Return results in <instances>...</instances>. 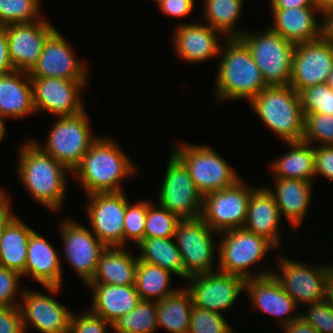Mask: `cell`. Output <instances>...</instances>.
<instances>
[{
	"instance_id": "cell-56",
	"label": "cell",
	"mask_w": 333,
	"mask_h": 333,
	"mask_svg": "<svg viewBox=\"0 0 333 333\" xmlns=\"http://www.w3.org/2000/svg\"><path fill=\"white\" fill-rule=\"evenodd\" d=\"M7 128L6 121L0 118V142L3 141V138L6 136Z\"/></svg>"
},
{
	"instance_id": "cell-47",
	"label": "cell",
	"mask_w": 333,
	"mask_h": 333,
	"mask_svg": "<svg viewBox=\"0 0 333 333\" xmlns=\"http://www.w3.org/2000/svg\"><path fill=\"white\" fill-rule=\"evenodd\" d=\"M0 333H25L20 306L0 307Z\"/></svg>"
},
{
	"instance_id": "cell-4",
	"label": "cell",
	"mask_w": 333,
	"mask_h": 333,
	"mask_svg": "<svg viewBox=\"0 0 333 333\" xmlns=\"http://www.w3.org/2000/svg\"><path fill=\"white\" fill-rule=\"evenodd\" d=\"M249 103L263 123L285 143L302 141L305 116L298 92L290 85L267 86Z\"/></svg>"
},
{
	"instance_id": "cell-27",
	"label": "cell",
	"mask_w": 333,
	"mask_h": 333,
	"mask_svg": "<svg viewBox=\"0 0 333 333\" xmlns=\"http://www.w3.org/2000/svg\"><path fill=\"white\" fill-rule=\"evenodd\" d=\"M92 288L93 314L112 324L116 319L134 309L141 301L135 285L87 284Z\"/></svg>"
},
{
	"instance_id": "cell-33",
	"label": "cell",
	"mask_w": 333,
	"mask_h": 333,
	"mask_svg": "<svg viewBox=\"0 0 333 333\" xmlns=\"http://www.w3.org/2000/svg\"><path fill=\"white\" fill-rule=\"evenodd\" d=\"M140 261L170 271L185 280V269L175 238H144L138 245Z\"/></svg>"
},
{
	"instance_id": "cell-51",
	"label": "cell",
	"mask_w": 333,
	"mask_h": 333,
	"mask_svg": "<svg viewBox=\"0 0 333 333\" xmlns=\"http://www.w3.org/2000/svg\"><path fill=\"white\" fill-rule=\"evenodd\" d=\"M321 21V38L333 46V9L324 11L320 14Z\"/></svg>"
},
{
	"instance_id": "cell-24",
	"label": "cell",
	"mask_w": 333,
	"mask_h": 333,
	"mask_svg": "<svg viewBox=\"0 0 333 333\" xmlns=\"http://www.w3.org/2000/svg\"><path fill=\"white\" fill-rule=\"evenodd\" d=\"M281 214L269 188H254L251 192L244 229L270 241L277 249L281 246L279 224Z\"/></svg>"
},
{
	"instance_id": "cell-13",
	"label": "cell",
	"mask_w": 333,
	"mask_h": 333,
	"mask_svg": "<svg viewBox=\"0 0 333 333\" xmlns=\"http://www.w3.org/2000/svg\"><path fill=\"white\" fill-rule=\"evenodd\" d=\"M86 212L92 232L106 247H124V191L87 195Z\"/></svg>"
},
{
	"instance_id": "cell-54",
	"label": "cell",
	"mask_w": 333,
	"mask_h": 333,
	"mask_svg": "<svg viewBox=\"0 0 333 333\" xmlns=\"http://www.w3.org/2000/svg\"><path fill=\"white\" fill-rule=\"evenodd\" d=\"M325 300L333 306V266L327 268L325 281Z\"/></svg>"
},
{
	"instance_id": "cell-17",
	"label": "cell",
	"mask_w": 333,
	"mask_h": 333,
	"mask_svg": "<svg viewBox=\"0 0 333 333\" xmlns=\"http://www.w3.org/2000/svg\"><path fill=\"white\" fill-rule=\"evenodd\" d=\"M333 67V46L319 38L298 43L292 60L290 86L297 92L326 83Z\"/></svg>"
},
{
	"instance_id": "cell-25",
	"label": "cell",
	"mask_w": 333,
	"mask_h": 333,
	"mask_svg": "<svg viewBox=\"0 0 333 333\" xmlns=\"http://www.w3.org/2000/svg\"><path fill=\"white\" fill-rule=\"evenodd\" d=\"M271 10L273 24L269 28L286 40L298 44L321 38V22L316 19L321 12L317 7Z\"/></svg>"
},
{
	"instance_id": "cell-39",
	"label": "cell",
	"mask_w": 333,
	"mask_h": 333,
	"mask_svg": "<svg viewBox=\"0 0 333 333\" xmlns=\"http://www.w3.org/2000/svg\"><path fill=\"white\" fill-rule=\"evenodd\" d=\"M298 95L304 116L313 113L333 115V89L326 83L302 89Z\"/></svg>"
},
{
	"instance_id": "cell-8",
	"label": "cell",
	"mask_w": 333,
	"mask_h": 333,
	"mask_svg": "<svg viewBox=\"0 0 333 333\" xmlns=\"http://www.w3.org/2000/svg\"><path fill=\"white\" fill-rule=\"evenodd\" d=\"M89 122L86 110L73 116L57 117L44 144L33 141L72 172L99 138L92 135Z\"/></svg>"
},
{
	"instance_id": "cell-48",
	"label": "cell",
	"mask_w": 333,
	"mask_h": 333,
	"mask_svg": "<svg viewBox=\"0 0 333 333\" xmlns=\"http://www.w3.org/2000/svg\"><path fill=\"white\" fill-rule=\"evenodd\" d=\"M194 5V0H165L158 7L168 17L181 18L191 14Z\"/></svg>"
},
{
	"instance_id": "cell-1",
	"label": "cell",
	"mask_w": 333,
	"mask_h": 333,
	"mask_svg": "<svg viewBox=\"0 0 333 333\" xmlns=\"http://www.w3.org/2000/svg\"><path fill=\"white\" fill-rule=\"evenodd\" d=\"M19 147L17 175L25 191L49 211L60 210L66 198V177L72 172L33 140Z\"/></svg>"
},
{
	"instance_id": "cell-38",
	"label": "cell",
	"mask_w": 333,
	"mask_h": 333,
	"mask_svg": "<svg viewBox=\"0 0 333 333\" xmlns=\"http://www.w3.org/2000/svg\"><path fill=\"white\" fill-rule=\"evenodd\" d=\"M180 221L177 215L153 203L148 207L144 238H172Z\"/></svg>"
},
{
	"instance_id": "cell-29",
	"label": "cell",
	"mask_w": 333,
	"mask_h": 333,
	"mask_svg": "<svg viewBox=\"0 0 333 333\" xmlns=\"http://www.w3.org/2000/svg\"><path fill=\"white\" fill-rule=\"evenodd\" d=\"M124 247H106L101 253L92 280L88 284L135 285L138 256Z\"/></svg>"
},
{
	"instance_id": "cell-6",
	"label": "cell",
	"mask_w": 333,
	"mask_h": 333,
	"mask_svg": "<svg viewBox=\"0 0 333 333\" xmlns=\"http://www.w3.org/2000/svg\"><path fill=\"white\" fill-rule=\"evenodd\" d=\"M239 38L249 48L267 86L290 85L295 43L270 28L263 32L245 30Z\"/></svg>"
},
{
	"instance_id": "cell-20",
	"label": "cell",
	"mask_w": 333,
	"mask_h": 333,
	"mask_svg": "<svg viewBox=\"0 0 333 333\" xmlns=\"http://www.w3.org/2000/svg\"><path fill=\"white\" fill-rule=\"evenodd\" d=\"M3 27L14 69L29 73L38 62L44 42L55 30V26L41 18L34 22L12 23Z\"/></svg>"
},
{
	"instance_id": "cell-31",
	"label": "cell",
	"mask_w": 333,
	"mask_h": 333,
	"mask_svg": "<svg viewBox=\"0 0 333 333\" xmlns=\"http://www.w3.org/2000/svg\"><path fill=\"white\" fill-rule=\"evenodd\" d=\"M33 228L16 216L6 227L0 243V265L22 274Z\"/></svg>"
},
{
	"instance_id": "cell-5",
	"label": "cell",
	"mask_w": 333,
	"mask_h": 333,
	"mask_svg": "<svg viewBox=\"0 0 333 333\" xmlns=\"http://www.w3.org/2000/svg\"><path fill=\"white\" fill-rule=\"evenodd\" d=\"M218 234H221V236H219L220 240L217 243L219 244L217 248L219 251L217 252L219 257L217 271L238 275L244 279L272 274V271H260L255 275L250 270V268H253L251 266L259 263L260 259H264L269 249H277L266 238L244 228L231 229Z\"/></svg>"
},
{
	"instance_id": "cell-40",
	"label": "cell",
	"mask_w": 333,
	"mask_h": 333,
	"mask_svg": "<svg viewBox=\"0 0 333 333\" xmlns=\"http://www.w3.org/2000/svg\"><path fill=\"white\" fill-rule=\"evenodd\" d=\"M150 201H139L131 204L126 196V211L124 218V247L131 241L138 245L144 239L145 222Z\"/></svg>"
},
{
	"instance_id": "cell-43",
	"label": "cell",
	"mask_w": 333,
	"mask_h": 333,
	"mask_svg": "<svg viewBox=\"0 0 333 333\" xmlns=\"http://www.w3.org/2000/svg\"><path fill=\"white\" fill-rule=\"evenodd\" d=\"M300 315L319 333H333V306L326 300L308 304Z\"/></svg>"
},
{
	"instance_id": "cell-26",
	"label": "cell",
	"mask_w": 333,
	"mask_h": 333,
	"mask_svg": "<svg viewBox=\"0 0 333 333\" xmlns=\"http://www.w3.org/2000/svg\"><path fill=\"white\" fill-rule=\"evenodd\" d=\"M36 113L28 72L14 70L0 75V118L20 119Z\"/></svg>"
},
{
	"instance_id": "cell-53",
	"label": "cell",
	"mask_w": 333,
	"mask_h": 333,
	"mask_svg": "<svg viewBox=\"0 0 333 333\" xmlns=\"http://www.w3.org/2000/svg\"><path fill=\"white\" fill-rule=\"evenodd\" d=\"M271 9L316 7L313 0H269Z\"/></svg>"
},
{
	"instance_id": "cell-44",
	"label": "cell",
	"mask_w": 333,
	"mask_h": 333,
	"mask_svg": "<svg viewBox=\"0 0 333 333\" xmlns=\"http://www.w3.org/2000/svg\"><path fill=\"white\" fill-rule=\"evenodd\" d=\"M21 278L22 275L19 272L0 265V307L20 306L16 298L18 291L23 290L19 287Z\"/></svg>"
},
{
	"instance_id": "cell-14",
	"label": "cell",
	"mask_w": 333,
	"mask_h": 333,
	"mask_svg": "<svg viewBox=\"0 0 333 333\" xmlns=\"http://www.w3.org/2000/svg\"><path fill=\"white\" fill-rule=\"evenodd\" d=\"M59 228L64 260L87 285L93 278L101 253L106 246L80 222L66 219Z\"/></svg>"
},
{
	"instance_id": "cell-50",
	"label": "cell",
	"mask_w": 333,
	"mask_h": 333,
	"mask_svg": "<svg viewBox=\"0 0 333 333\" xmlns=\"http://www.w3.org/2000/svg\"><path fill=\"white\" fill-rule=\"evenodd\" d=\"M284 333H319L301 315L282 327Z\"/></svg>"
},
{
	"instance_id": "cell-30",
	"label": "cell",
	"mask_w": 333,
	"mask_h": 333,
	"mask_svg": "<svg viewBox=\"0 0 333 333\" xmlns=\"http://www.w3.org/2000/svg\"><path fill=\"white\" fill-rule=\"evenodd\" d=\"M287 153L269 163L274 178L299 179L313 183L315 179L314 145L300 142H286Z\"/></svg>"
},
{
	"instance_id": "cell-52",
	"label": "cell",
	"mask_w": 333,
	"mask_h": 333,
	"mask_svg": "<svg viewBox=\"0 0 333 333\" xmlns=\"http://www.w3.org/2000/svg\"><path fill=\"white\" fill-rule=\"evenodd\" d=\"M10 199L7 197L0 204V243L3 233L8 226V224L17 216L11 208Z\"/></svg>"
},
{
	"instance_id": "cell-22",
	"label": "cell",
	"mask_w": 333,
	"mask_h": 333,
	"mask_svg": "<svg viewBox=\"0 0 333 333\" xmlns=\"http://www.w3.org/2000/svg\"><path fill=\"white\" fill-rule=\"evenodd\" d=\"M245 291L250 296L249 299L254 308L276 317L275 319L281 325L280 328L300 316V313H295L299 305L284 291L272 274L246 279Z\"/></svg>"
},
{
	"instance_id": "cell-23",
	"label": "cell",
	"mask_w": 333,
	"mask_h": 333,
	"mask_svg": "<svg viewBox=\"0 0 333 333\" xmlns=\"http://www.w3.org/2000/svg\"><path fill=\"white\" fill-rule=\"evenodd\" d=\"M172 34L175 53L185 62H204L219 57L223 35L209 25L201 23L180 24Z\"/></svg>"
},
{
	"instance_id": "cell-57",
	"label": "cell",
	"mask_w": 333,
	"mask_h": 333,
	"mask_svg": "<svg viewBox=\"0 0 333 333\" xmlns=\"http://www.w3.org/2000/svg\"><path fill=\"white\" fill-rule=\"evenodd\" d=\"M326 84L333 89V67L332 69L330 70V73L328 75V79L326 81Z\"/></svg>"
},
{
	"instance_id": "cell-3",
	"label": "cell",
	"mask_w": 333,
	"mask_h": 333,
	"mask_svg": "<svg viewBox=\"0 0 333 333\" xmlns=\"http://www.w3.org/2000/svg\"><path fill=\"white\" fill-rule=\"evenodd\" d=\"M219 57L215 80L217 101L246 99L250 102L267 87L249 48L240 38H226V44L220 47Z\"/></svg>"
},
{
	"instance_id": "cell-34",
	"label": "cell",
	"mask_w": 333,
	"mask_h": 333,
	"mask_svg": "<svg viewBox=\"0 0 333 333\" xmlns=\"http://www.w3.org/2000/svg\"><path fill=\"white\" fill-rule=\"evenodd\" d=\"M172 273L161 267L138 261L135 288L141 300L161 301L174 294L178 289L171 288Z\"/></svg>"
},
{
	"instance_id": "cell-18",
	"label": "cell",
	"mask_w": 333,
	"mask_h": 333,
	"mask_svg": "<svg viewBox=\"0 0 333 333\" xmlns=\"http://www.w3.org/2000/svg\"><path fill=\"white\" fill-rule=\"evenodd\" d=\"M71 47L58 29H55L44 42L41 56L29 76L87 81L86 62L77 60Z\"/></svg>"
},
{
	"instance_id": "cell-32",
	"label": "cell",
	"mask_w": 333,
	"mask_h": 333,
	"mask_svg": "<svg viewBox=\"0 0 333 333\" xmlns=\"http://www.w3.org/2000/svg\"><path fill=\"white\" fill-rule=\"evenodd\" d=\"M192 307L193 300L186 287L158 301V329L164 328L170 333H188Z\"/></svg>"
},
{
	"instance_id": "cell-35",
	"label": "cell",
	"mask_w": 333,
	"mask_h": 333,
	"mask_svg": "<svg viewBox=\"0 0 333 333\" xmlns=\"http://www.w3.org/2000/svg\"><path fill=\"white\" fill-rule=\"evenodd\" d=\"M205 24L226 38H239L246 29L237 28L244 0H205Z\"/></svg>"
},
{
	"instance_id": "cell-55",
	"label": "cell",
	"mask_w": 333,
	"mask_h": 333,
	"mask_svg": "<svg viewBox=\"0 0 333 333\" xmlns=\"http://www.w3.org/2000/svg\"><path fill=\"white\" fill-rule=\"evenodd\" d=\"M313 1L315 6L320 10L321 13L333 9V0H313Z\"/></svg>"
},
{
	"instance_id": "cell-9",
	"label": "cell",
	"mask_w": 333,
	"mask_h": 333,
	"mask_svg": "<svg viewBox=\"0 0 333 333\" xmlns=\"http://www.w3.org/2000/svg\"><path fill=\"white\" fill-rule=\"evenodd\" d=\"M218 232L212 230L201 218L181 220L175 231V241L185 269V279L191 276L213 273L215 241Z\"/></svg>"
},
{
	"instance_id": "cell-41",
	"label": "cell",
	"mask_w": 333,
	"mask_h": 333,
	"mask_svg": "<svg viewBox=\"0 0 333 333\" xmlns=\"http://www.w3.org/2000/svg\"><path fill=\"white\" fill-rule=\"evenodd\" d=\"M223 314L193 304L188 333H234Z\"/></svg>"
},
{
	"instance_id": "cell-59",
	"label": "cell",
	"mask_w": 333,
	"mask_h": 333,
	"mask_svg": "<svg viewBox=\"0 0 333 333\" xmlns=\"http://www.w3.org/2000/svg\"><path fill=\"white\" fill-rule=\"evenodd\" d=\"M152 1L155 2V3H157L156 5L159 6L165 0H152Z\"/></svg>"
},
{
	"instance_id": "cell-19",
	"label": "cell",
	"mask_w": 333,
	"mask_h": 333,
	"mask_svg": "<svg viewBox=\"0 0 333 333\" xmlns=\"http://www.w3.org/2000/svg\"><path fill=\"white\" fill-rule=\"evenodd\" d=\"M20 293L22 301L20 309L25 333L30 325L40 333H69L73 313L66 306L51 295L42 294L40 291L23 289Z\"/></svg>"
},
{
	"instance_id": "cell-10",
	"label": "cell",
	"mask_w": 333,
	"mask_h": 333,
	"mask_svg": "<svg viewBox=\"0 0 333 333\" xmlns=\"http://www.w3.org/2000/svg\"><path fill=\"white\" fill-rule=\"evenodd\" d=\"M162 180L158 205L181 220L200 218L203 195L197 189L184 164L171 152Z\"/></svg>"
},
{
	"instance_id": "cell-21",
	"label": "cell",
	"mask_w": 333,
	"mask_h": 333,
	"mask_svg": "<svg viewBox=\"0 0 333 333\" xmlns=\"http://www.w3.org/2000/svg\"><path fill=\"white\" fill-rule=\"evenodd\" d=\"M59 254L53 245L35 230L32 232L27 250L25 270L22 276H31L48 290V294L60 293L63 288V272Z\"/></svg>"
},
{
	"instance_id": "cell-49",
	"label": "cell",
	"mask_w": 333,
	"mask_h": 333,
	"mask_svg": "<svg viewBox=\"0 0 333 333\" xmlns=\"http://www.w3.org/2000/svg\"><path fill=\"white\" fill-rule=\"evenodd\" d=\"M13 64L9 57L7 35L4 27L0 26V75L14 71Z\"/></svg>"
},
{
	"instance_id": "cell-2",
	"label": "cell",
	"mask_w": 333,
	"mask_h": 333,
	"mask_svg": "<svg viewBox=\"0 0 333 333\" xmlns=\"http://www.w3.org/2000/svg\"><path fill=\"white\" fill-rule=\"evenodd\" d=\"M112 137H99L73 169L87 195L120 192L124 179L135 176L137 167Z\"/></svg>"
},
{
	"instance_id": "cell-16",
	"label": "cell",
	"mask_w": 333,
	"mask_h": 333,
	"mask_svg": "<svg viewBox=\"0 0 333 333\" xmlns=\"http://www.w3.org/2000/svg\"><path fill=\"white\" fill-rule=\"evenodd\" d=\"M186 281L194 305L220 314L237 302L246 283L241 276L219 271L191 276Z\"/></svg>"
},
{
	"instance_id": "cell-12",
	"label": "cell",
	"mask_w": 333,
	"mask_h": 333,
	"mask_svg": "<svg viewBox=\"0 0 333 333\" xmlns=\"http://www.w3.org/2000/svg\"><path fill=\"white\" fill-rule=\"evenodd\" d=\"M275 261L280 271L279 274L272 271V275L297 305L325 300V281L327 268L330 265L308 266L279 253Z\"/></svg>"
},
{
	"instance_id": "cell-46",
	"label": "cell",
	"mask_w": 333,
	"mask_h": 333,
	"mask_svg": "<svg viewBox=\"0 0 333 333\" xmlns=\"http://www.w3.org/2000/svg\"><path fill=\"white\" fill-rule=\"evenodd\" d=\"M315 178L320 174L333 181V145L314 146Z\"/></svg>"
},
{
	"instance_id": "cell-45",
	"label": "cell",
	"mask_w": 333,
	"mask_h": 333,
	"mask_svg": "<svg viewBox=\"0 0 333 333\" xmlns=\"http://www.w3.org/2000/svg\"><path fill=\"white\" fill-rule=\"evenodd\" d=\"M109 328L112 324L87 310L79 316L73 313L69 333H108Z\"/></svg>"
},
{
	"instance_id": "cell-36",
	"label": "cell",
	"mask_w": 333,
	"mask_h": 333,
	"mask_svg": "<svg viewBox=\"0 0 333 333\" xmlns=\"http://www.w3.org/2000/svg\"><path fill=\"white\" fill-rule=\"evenodd\" d=\"M157 330L156 301L141 300L134 309L112 323L114 333H155Z\"/></svg>"
},
{
	"instance_id": "cell-7",
	"label": "cell",
	"mask_w": 333,
	"mask_h": 333,
	"mask_svg": "<svg viewBox=\"0 0 333 333\" xmlns=\"http://www.w3.org/2000/svg\"><path fill=\"white\" fill-rule=\"evenodd\" d=\"M180 143L171 148V152L187 168L203 196L231 187L241 179L227 160L211 146Z\"/></svg>"
},
{
	"instance_id": "cell-15",
	"label": "cell",
	"mask_w": 333,
	"mask_h": 333,
	"mask_svg": "<svg viewBox=\"0 0 333 333\" xmlns=\"http://www.w3.org/2000/svg\"><path fill=\"white\" fill-rule=\"evenodd\" d=\"M35 111L46 110L56 117L73 116L85 110L80 97L87 81L56 77H30Z\"/></svg>"
},
{
	"instance_id": "cell-37",
	"label": "cell",
	"mask_w": 333,
	"mask_h": 333,
	"mask_svg": "<svg viewBox=\"0 0 333 333\" xmlns=\"http://www.w3.org/2000/svg\"><path fill=\"white\" fill-rule=\"evenodd\" d=\"M41 0H0V26L41 19Z\"/></svg>"
},
{
	"instance_id": "cell-42",
	"label": "cell",
	"mask_w": 333,
	"mask_h": 333,
	"mask_svg": "<svg viewBox=\"0 0 333 333\" xmlns=\"http://www.w3.org/2000/svg\"><path fill=\"white\" fill-rule=\"evenodd\" d=\"M303 142L319 145H333V115L306 114Z\"/></svg>"
},
{
	"instance_id": "cell-58",
	"label": "cell",
	"mask_w": 333,
	"mask_h": 333,
	"mask_svg": "<svg viewBox=\"0 0 333 333\" xmlns=\"http://www.w3.org/2000/svg\"><path fill=\"white\" fill-rule=\"evenodd\" d=\"M8 194H6L5 190H2V188H0V204L9 196H7Z\"/></svg>"
},
{
	"instance_id": "cell-11",
	"label": "cell",
	"mask_w": 333,
	"mask_h": 333,
	"mask_svg": "<svg viewBox=\"0 0 333 333\" xmlns=\"http://www.w3.org/2000/svg\"><path fill=\"white\" fill-rule=\"evenodd\" d=\"M252 190L240 179L231 187L204 195L200 218L218 233L243 228Z\"/></svg>"
},
{
	"instance_id": "cell-28",
	"label": "cell",
	"mask_w": 333,
	"mask_h": 333,
	"mask_svg": "<svg viewBox=\"0 0 333 333\" xmlns=\"http://www.w3.org/2000/svg\"><path fill=\"white\" fill-rule=\"evenodd\" d=\"M275 180V191L269 189L276 201L279 212L294 229L298 228L306 217L312 198V182L299 179Z\"/></svg>"
}]
</instances>
